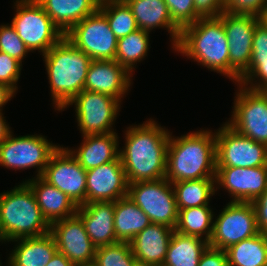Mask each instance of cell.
<instances>
[{
  "instance_id": "obj_1",
  "label": "cell",
  "mask_w": 267,
  "mask_h": 266,
  "mask_svg": "<svg viewBox=\"0 0 267 266\" xmlns=\"http://www.w3.org/2000/svg\"><path fill=\"white\" fill-rule=\"evenodd\" d=\"M149 118L124 130L119 157L128 184L165 178L170 130Z\"/></svg>"
},
{
  "instance_id": "obj_2",
  "label": "cell",
  "mask_w": 267,
  "mask_h": 266,
  "mask_svg": "<svg viewBox=\"0 0 267 266\" xmlns=\"http://www.w3.org/2000/svg\"><path fill=\"white\" fill-rule=\"evenodd\" d=\"M172 133L167 149L165 178L171 183L215 178V130L200 128L177 137Z\"/></svg>"
},
{
  "instance_id": "obj_3",
  "label": "cell",
  "mask_w": 267,
  "mask_h": 266,
  "mask_svg": "<svg viewBox=\"0 0 267 266\" xmlns=\"http://www.w3.org/2000/svg\"><path fill=\"white\" fill-rule=\"evenodd\" d=\"M42 56L50 85L52 107L56 112H62L84 90L88 69L93 60L65 36Z\"/></svg>"
},
{
  "instance_id": "obj_4",
  "label": "cell",
  "mask_w": 267,
  "mask_h": 266,
  "mask_svg": "<svg viewBox=\"0 0 267 266\" xmlns=\"http://www.w3.org/2000/svg\"><path fill=\"white\" fill-rule=\"evenodd\" d=\"M172 51L229 79V45L219 17L200 18L182 28Z\"/></svg>"
},
{
  "instance_id": "obj_5",
  "label": "cell",
  "mask_w": 267,
  "mask_h": 266,
  "mask_svg": "<svg viewBox=\"0 0 267 266\" xmlns=\"http://www.w3.org/2000/svg\"><path fill=\"white\" fill-rule=\"evenodd\" d=\"M50 226L26 182L21 181L0 193V230L8 244L21 238L45 235L50 232Z\"/></svg>"
},
{
  "instance_id": "obj_6",
  "label": "cell",
  "mask_w": 267,
  "mask_h": 266,
  "mask_svg": "<svg viewBox=\"0 0 267 266\" xmlns=\"http://www.w3.org/2000/svg\"><path fill=\"white\" fill-rule=\"evenodd\" d=\"M15 1V2H14ZM14 15L9 22L31 53H47L64 34L36 0H13Z\"/></svg>"
},
{
  "instance_id": "obj_7",
  "label": "cell",
  "mask_w": 267,
  "mask_h": 266,
  "mask_svg": "<svg viewBox=\"0 0 267 266\" xmlns=\"http://www.w3.org/2000/svg\"><path fill=\"white\" fill-rule=\"evenodd\" d=\"M59 146L45 135L27 134L17 137L12 131L0 144V166L22 172L32 168L36 169L35 178L42 176L51 155Z\"/></svg>"
},
{
  "instance_id": "obj_8",
  "label": "cell",
  "mask_w": 267,
  "mask_h": 266,
  "mask_svg": "<svg viewBox=\"0 0 267 266\" xmlns=\"http://www.w3.org/2000/svg\"><path fill=\"white\" fill-rule=\"evenodd\" d=\"M122 103L109 95L83 90L62 111L74 105V116L81 136L108 134L116 132L115 122Z\"/></svg>"
},
{
  "instance_id": "obj_9",
  "label": "cell",
  "mask_w": 267,
  "mask_h": 266,
  "mask_svg": "<svg viewBox=\"0 0 267 266\" xmlns=\"http://www.w3.org/2000/svg\"><path fill=\"white\" fill-rule=\"evenodd\" d=\"M235 85L233 109L226 123L240 135L267 145V91Z\"/></svg>"
},
{
  "instance_id": "obj_10",
  "label": "cell",
  "mask_w": 267,
  "mask_h": 266,
  "mask_svg": "<svg viewBox=\"0 0 267 266\" xmlns=\"http://www.w3.org/2000/svg\"><path fill=\"white\" fill-rule=\"evenodd\" d=\"M214 215L209 247L226 250L238 242L260 233L251 202L229 201Z\"/></svg>"
},
{
  "instance_id": "obj_11",
  "label": "cell",
  "mask_w": 267,
  "mask_h": 266,
  "mask_svg": "<svg viewBox=\"0 0 267 266\" xmlns=\"http://www.w3.org/2000/svg\"><path fill=\"white\" fill-rule=\"evenodd\" d=\"M128 197L149 217L151 223L175 229L178 208L172 184L166 178L128 184Z\"/></svg>"
},
{
  "instance_id": "obj_12",
  "label": "cell",
  "mask_w": 267,
  "mask_h": 266,
  "mask_svg": "<svg viewBox=\"0 0 267 266\" xmlns=\"http://www.w3.org/2000/svg\"><path fill=\"white\" fill-rule=\"evenodd\" d=\"M215 131L216 167L267 166V145L240 135L226 122Z\"/></svg>"
},
{
  "instance_id": "obj_13",
  "label": "cell",
  "mask_w": 267,
  "mask_h": 266,
  "mask_svg": "<svg viewBox=\"0 0 267 266\" xmlns=\"http://www.w3.org/2000/svg\"><path fill=\"white\" fill-rule=\"evenodd\" d=\"M64 36L92 60H115L118 38L99 9L74 25Z\"/></svg>"
},
{
  "instance_id": "obj_14",
  "label": "cell",
  "mask_w": 267,
  "mask_h": 266,
  "mask_svg": "<svg viewBox=\"0 0 267 266\" xmlns=\"http://www.w3.org/2000/svg\"><path fill=\"white\" fill-rule=\"evenodd\" d=\"M219 18L223 22L229 45V80L236 84L249 68L254 29L261 20L253 15L225 12Z\"/></svg>"
},
{
  "instance_id": "obj_15",
  "label": "cell",
  "mask_w": 267,
  "mask_h": 266,
  "mask_svg": "<svg viewBox=\"0 0 267 266\" xmlns=\"http://www.w3.org/2000/svg\"><path fill=\"white\" fill-rule=\"evenodd\" d=\"M41 177L77 206L86 204V170L64 145L51 155Z\"/></svg>"
},
{
  "instance_id": "obj_16",
  "label": "cell",
  "mask_w": 267,
  "mask_h": 266,
  "mask_svg": "<svg viewBox=\"0 0 267 266\" xmlns=\"http://www.w3.org/2000/svg\"><path fill=\"white\" fill-rule=\"evenodd\" d=\"M215 187L217 194L225 190L230 201L252 202L267 189V166L216 167Z\"/></svg>"
},
{
  "instance_id": "obj_17",
  "label": "cell",
  "mask_w": 267,
  "mask_h": 266,
  "mask_svg": "<svg viewBox=\"0 0 267 266\" xmlns=\"http://www.w3.org/2000/svg\"><path fill=\"white\" fill-rule=\"evenodd\" d=\"M50 233L55 239L57 251L75 266L93 265L97 247L77 215L53 222Z\"/></svg>"
},
{
  "instance_id": "obj_18",
  "label": "cell",
  "mask_w": 267,
  "mask_h": 266,
  "mask_svg": "<svg viewBox=\"0 0 267 266\" xmlns=\"http://www.w3.org/2000/svg\"><path fill=\"white\" fill-rule=\"evenodd\" d=\"M128 196V182L120 157L86 171V203L115 202Z\"/></svg>"
},
{
  "instance_id": "obj_19",
  "label": "cell",
  "mask_w": 267,
  "mask_h": 266,
  "mask_svg": "<svg viewBox=\"0 0 267 266\" xmlns=\"http://www.w3.org/2000/svg\"><path fill=\"white\" fill-rule=\"evenodd\" d=\"M133 77L115 60H93L88 69L84 90L106 94L122 102L132 88L135 80Z\"/></svg>"
},
{
  "instance_id": "obj_20",
  "label": "cell",
  "mask_w": 267,
  "mask_h": 266,
  "mask_svg": "<svg viewBox=\"0 0 267 266\" xmlns=\"http://www.w3.org/2000/svg\"><path fill=\"white\" fill-rule=\"evenodd\" d=\"M114 210L115 202H91L77 208L76 215L96 247L119 242L114 230Z\"/></svg>"
},
{
  "instance_id": "obj_21",
  "label": "cell",
  "mask_w": 267,
  "mask_h": 266,
  "mask_svg": "<svg viewBox=\"0 0 267 266\" xmlns=\"http://www.w3.org/2000/svg\"><path fill=\"white\" fill-rule=\"evenodd\" d=\"M82 138L75 149L70 146L66 148L86 171L119 158L121 143L117 132L85 135Z\"/></svg>"
},
{
  "instance_id": "obj_22",
  "label": "cell",
  "mask_w": 267,
  "mask_h": 266,
  "mask_svg": "<svg viewBox=\"0 0 267 266\" xmlns=\"http://www.w3.org/2000/svg\"><path fill=\"white\" fill-rule=\"evenodd\" d=\"M134 15L138 28L147 32L164 29L169 34L171 49L176 46L181 29L171 19L164 0H124Z\"/></svg>"
},
{
  "instance_id": "obj_23",
  "label": "cell",
  "mask_w": 267,
  "mask_h": 266,
  "mask_svg": "<svg viewBox=\"0 0 267 266\" xmlns=\"http://www.w3.org/2000/svg\"><path fill=\"white\" fill-rule=\"evenodd\" d=\"M173 228L151 223L129 243L135 259L139 262L162 266L168 251Z\"/></svg>"
},
{
  "instance_id": "obj_24",
  "label": "cell",
  "mask_w": 267,
  "mask_h": 266,
  "mask_svg": "<svg viewBox=\"0 0 267 266\" xmlns=\"http://www.w3.org/2000/svg\"><path fill=\"white\" fill-rule=\"evenodd\" d=\"M36 197L42 215L51 225L61 219L73 217L77 213L78 206L62 191L49 184L41 176L23 178Z\"/></svg>"
},
{
  "instance_id": "obj_25",
  "label": "cell",
  "mask_w": 267,
  "mask_h": 266,
  "mask_svg": "<svg viewBox=\"0 0 267 266\" xmlns=\"http://www.w3.org/2000/svg\"><path fill=\"white\" fill-rule=\"evenodd\" d=\"M11 242H14V246L7 255V266H45L57 252L55 239L50 232Z\"/></svg>"
},
{
  "instance_id": "obj_26",
  "label": "cell",
  "mask_w": 267,
  "mask_h": 266,
  "mask_svg": "<svg viewBox=\"0 0 267 266\" xmlns=\"http://www.w3.org/2000/svg\"><path fill=\"white\" fill-rule=\"evenodd\" d=\"M65 35L74 25L95 13L97 0H36Z\"/></svg>"
},
{
  "instance_id": "obj_27",
  "label": "cell",
  "mask_w": 267,
  "mask_h": 266,
  "mask_svg": "<svg viewBox=\"0 0 267 266\" xmlns=\"http://www.w3.org/2000/svg\"><path fill=\"white\" fill-rule=\"evenodd\" d=\"M151 221L128 196L115 201L114 230L119 242H130Z\"/></svg>"
},
{
  "instance_id": "obj_28",
  "label": "cell",
  "mask_w": 267,
  "mask_h": 266,
  "mask_svg": "<svg viewBox=\"0 0 267 266\" xmlns=\"http://www.w3.org/2000/svg\"><path fill=\"white\" fill-rule=\"evenodd\" d=\"M208 247L209 242L203 238L184 235L174 230L162 266H198Z\"/></svg>"
},
{
  "instance_id": "obj_29",
  "label": "cell",
  "mask_w": 267,
  "mask_h": 266,
  "mask_svg": "<svg viewBox=\"0 0 267 266\" xmlns=\"http://www.w3.org/2000/svg\"><path fill=\"white\" fill-rule=\"evenodd\" d=\"M178 211L190 207L210 205L216 194L215 178L193 179L171 183Z\"/></svg>"
},
{
  "instance_id": "obj_30",
  "label": "cell",
  "mask_w": 267,
  "mask_h": 266,
  "mask_svg": "<svg viewBox=\"0 0 267 266\" xmlns=\"http://www.w3.org/2000/svg\"><path fill=\"white\" fill-rule=\"evenodd\" d=\"M150 38V33L142 29L119 38L115 61L134 75L136 65L148 57L151 48Z\"/></svg>"
},
{
  "instance_id": "obj_31",
  "label": "cell",
  "mask_w": 267,
  "mask_h": 266,
  "mask_svg": "<svg viewBox=\"0 0 267 266\" xmlns=\"http://www.w3.org/2000/svg\"><path fill=\"white\" fill-rule=\"evenodd\" d=\"M215 212L211 205L190 207L178 211L175 231L184 235L196 236L208 241L213 230Z\"/></svg>"
},
{
  "instance_id": "obj_32",
  "label": "cell",
  "mask_w": 267,
  "mask_h": 266,
  "mask_svg": "<svg viewBox=\"0 0 267 266\" xmlns=\"http://www.w3.org/2000/svg\"><path fill=\"white\" fill-rule=\"evenodd\" d=\"M225 251L229 266H267V236L261 232Z\"/></svg>"
},
{
  "instance_id": "obj_33",
  "label": "cell",
  "mask_w": 267,
  "mask_h": 266,
  "mask_svg": "<svg viewBox=\"0 0 267 266\" xmlns=\"http://www.w3.org/2000/svg\"><path fill=\"white\" fill-rule=\"evenodd\" d=\"M109 27L119 39L138 30V25L130 7L124 0L107 1L99 5Z\"/></svg>"
},
{
  "instance_id": "obj_34",
  "label": "cell",
  "mask_w": 267,
  "mask_h": 266,
  "mask_svg": "<svg viewBox=\"0 0 267 266\" xmlns=\"http://www.w3.org/2000/svg\"><path fill=\"white\" fill-rule=\"evenodd\" d=\"M136 259L129 242H117L96 248L94 266H134Z\"/></svg>"
},
{
  "instance_id": "obj_35",
  "label": "cell",
  "mask_w": 267,
  "mask_h": 266,
  "mask_svg": "<svg viewBox=\"0 0 267 266\" xmlns=\"http://www.w3.org/2000/svg\"><path fill=\"white\" fill-rule=\"evenodd\" d=\"M0 51L16 59L22 65L23 60L31 52L10 23L0 24Z\"/></svg>"
},
{
  "instance_id": "obj_36",
  "label": "cell",
  "mask_w": 267,
  "mask_h": 266,
  "mask_svg": "<svg viewBox=\"0 0 267 266\" xmlns=\"http://www.w3.org/2000/svg\"><path fill=\"white\" fill-rule=\"evenodd\" d=\"M171 19L180 28H184L200 19L195 12L193 0H164Z\"/></svg>"
},
{
  "instance_id": "obj_37",
  "label": "cell",
  "mask_w": 267,
  "mask_h": 266,
  "mask_svg": "<svg viewBox=\"0 0 267 266\" xmlns=\"http://www.w3.org/2000/svg\"><path fill=\"white\" fill-rule=\"evenodd\" d=\"M23 65L8 54L0 51V83L10 87L18 93V81L21 76Z\"/></svg>"
},
{
  "instance_id": "obj_38",
  "label": "cell",
  "mask_w": 267,
  "mask_h": 266,
  "mask_svg": "<svg viewBox=\"0 0 267 266\" xmlns=\"http://www.w3.org/2000/svg\"><path fill=\"white\" fill-rule=\"evenodd\" d=\"M239 83L252 90L267 91V62H250Z\"/></svg>"
},
{
  "instance_id": "obj_39",
  "label": "cell",
  "mask_w": 267,
  "mask_h": 266,
  "mask_svg": "<svg viewBox=\"0 0 267 266\" xmlns=\"http://www.w3.org/2000/svg\"><path fill=\"white\" fill-rule=\"evenodd\" d=\"M266 6L267 0H224V12L231 15H253L260 18Z\"/></svg>"
},
{
  "instance_id": "obj_40",
  "label": "cell",
  "mask_w": 267,
  "mask_h": 266,
  "mask_svg": "<svg viewBox=\"0 0 267 266\" xmlns=\"http://www.w3.org/2000/svg\"><path fill=\"white\" fill-rule=\"evenodd\" d=\"M250 62H267V26L261 21L254 29Z\"/></svg>"
},
{
  "instance_id": "obj_41",
  "label": "cell",
  "mask_w": 267,
  "mask_h": 266,
  "mask_svg": "<svg viewBox=\"0 0 267 266\" xmlns=\"http://www.w3.org/2000/svg\"><path fill=\"white\" fill-rule=\"evenodd\" d=\"M199 18H216L224 12V0H193Z\"/></svg>"
},
{
  "instance_id": "obj_42",
  "label": "cell",
  "mask_w": 267,
  "mask_h": 266,
  "mask_svg": "<svg viewBox=\"0 0 267 266\" xmlns=\"http://www.w3.org/2000/svg\"><path fill=\"white\" fill-rule=\"evenodd\" d=\"M198 266H229L224 250L208 247L200 258Z\"/></svg>"
},
{
  "instance_id": "obj_43",
  "label": "cell",
  "mask_w": 267,
  "mask_h": 266,
  "mask_svg": "<svg viewBox=\"0 0 267 266\" xmlns=\"http://www.w3.org/2000/svg\"><path fill=\"white\" fill-rule=\"evenodd\" d=\"M251 203L255 209L259 232L267 236V189Z\"/></svg>"
},
{
  "instance_id": "obj_44",
  "label": "cell",
  "mask_w": 267,
  "mask_h": 266,
  "mask_svg": "<svg viewBox=\"0 0 267 266\" xmlns=\"http://www.w3.org/2000/svg\"><path fill=\"white\" fill-rule=\"evenodd\" d=\"M16 93L7 85L0 83V112H3V107L15 98Z\"/></svg>"
},
{
  "instance_id": "obj_45",
  "label": "cell",
  "mask_w": 267,
  "mask_h": 266,
  "mask_svg": "<svg viewBox=\"0 0 267 266\" xmlns=\"http://www.w3.org/2000/svg\"><path fill=\"white\" fill-rule=\"evenodd\" d=\"M4 113L0 112V144L11 134L13 129L6 121Z\"/></svg>"
},
{
  "instance_id": "obj_46",
  "label": "cell",
  "mask_w": 267,
  "mask_h": 266,
  "mask_svg": "<svg viewBox=\"0 0 267 266\" xmlns=\"http://www.w3.org/2000/svg\"><path fill=\"white\" fill-rule=\"evenodd\" d=\"M45 266H75L71 261L67 259L60 252H56V254L52 257L49 263Z\"/></svg>"
},
{
  "instance_id": "obj_47",
  "label": "cell",
  "mask_w": 267,
  "mask_h": 266,
  "mask_svg": "<svg viewBox=\"0 0 267 266\" xmlns=\"http://www.w3.org/2000/svg\"><path fill=\"white\" fill-rule=\"evenodd\" d=\"M260 20L267 26V6L265 7L264 12L260 17Z\"/></svg>"
},
{
  "instance_id": "obj_48",
  "label": "cell",
  "mask_w": 267,
  "mask_h": 266,
  "mask_svg": "<svg viewBox=\"0 0 267 266\" xmlns=\"http://www.w3.org/2000/svg\"><path fill=\"white\" fill-rule=\"evenodd\" d=\"M134 266H155V265H151V264H147V263L136 261Z\"/></svg>"
},
{
  "instance_id": "obj_49",
  "label": "cell",
  "mask_w": 267,
  "mask_h": 266,
  "mask_svg": "<svg viewBox=\"0 0 267 266\" xmlns=\"http://www.w3.org/2000/svg\"><path fill=\"white\" fill-rule=\"evenodd\" d=\"M0 242H1L2 244L4 243V245L7 243V242L5 241V239H4L3 235H2V233H1V230H0Z\"/></svg>"
},
{
  "instance_id": "obj_50",
  "label": "cell",
  "mask_w": 267,
  "mask_h": 266,
  "mask_svg": "<svg viewBox=\"0 0 267 266\" xmlns=\"http://www.w3.org/2000/svg\"><path fill=\"white\" fill-rule=\"evenodd\" d=\"M100 4L107 1H119V0H97Z\"/></svg>"
},
{
  "instance_id": "obj_51",
  "label": "cell",
  "mask_w": 267,
  "mask_h": 266,
  "mask_svg": "<svg viewBox=\"0 0 267 266\" xmlns=\"http://www.w3.org/2000/svg\"><path fill=\"white\" fill-rule=\"evenodd\" d=\"M2 264H3V263H2V260H1V258H0V266H3ZM6 266H7V261H6Z\"/></svg>"
}]
</instances>
